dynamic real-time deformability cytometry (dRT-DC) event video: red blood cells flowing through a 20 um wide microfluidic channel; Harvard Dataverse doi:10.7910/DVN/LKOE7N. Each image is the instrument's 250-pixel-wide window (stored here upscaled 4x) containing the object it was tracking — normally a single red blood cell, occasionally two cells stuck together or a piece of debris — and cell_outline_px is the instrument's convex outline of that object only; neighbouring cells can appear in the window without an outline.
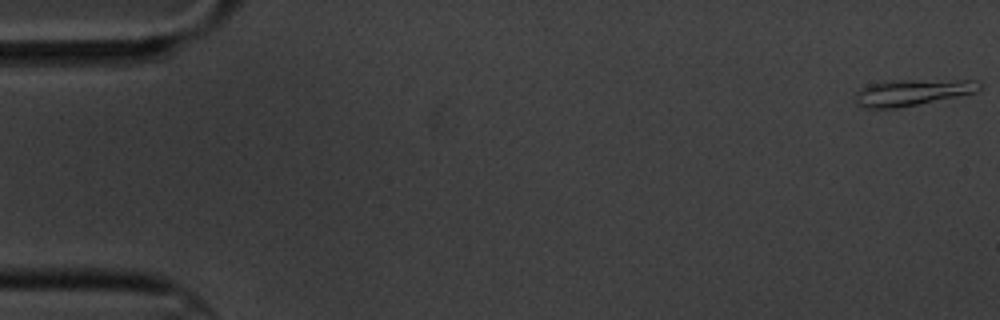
{"species": "common noctule bat (a hibernating species)", "species_latin": "Nyctalus noctula", "temperature_condition": "cold", "stored_images_in_passage": 5, "camera_frame_rate_fps": 3000, "um_per_image_px": 0.085, "animal": {"sex": "male", "body_mass_g": 20.1, "forearm_length_mm": 53.5}, "frame": {"image": 1, "passage_image": 1, "time_ms": 0.0, "image_size_px": [1000, 320], "cell_outline_px": [[984, 84], [976, 92], [896, 108], [864, 108], [856, 104], [856, 92], [872, 84], [884, 80], [972, 80]], "centroid_in_image_um": [77.53, 7.84], "position_along_channel_um": 7.5, "area_um2": 18.73}}
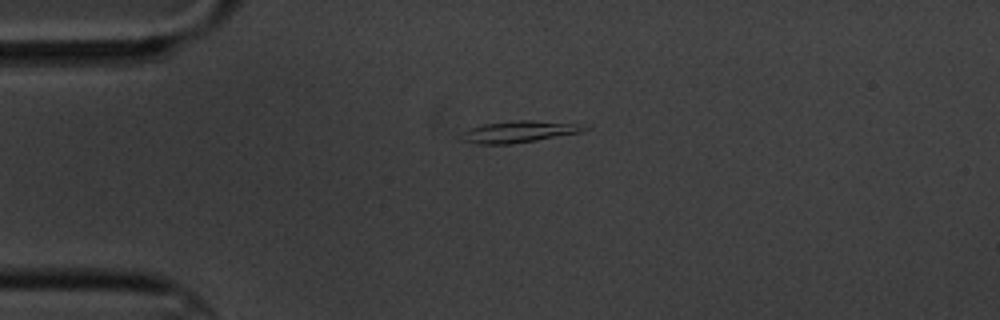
{"frame": {"image": 2, "passage_image": 4, "time_ms": 4.333, "image_size_px": [1000, 320], "cell_outline_px": [[592, 128], [580, 132], [536, 140], [512, 144], [476, 144], [460, 140], [460, 132], [468, 128], [484, 124], [512, 120], [528, 120], [592, 124]], "centroid_in_image_um": [44.14, 11.18], "position_along_channel_um": 40.9, "area_um2": 15.95}}